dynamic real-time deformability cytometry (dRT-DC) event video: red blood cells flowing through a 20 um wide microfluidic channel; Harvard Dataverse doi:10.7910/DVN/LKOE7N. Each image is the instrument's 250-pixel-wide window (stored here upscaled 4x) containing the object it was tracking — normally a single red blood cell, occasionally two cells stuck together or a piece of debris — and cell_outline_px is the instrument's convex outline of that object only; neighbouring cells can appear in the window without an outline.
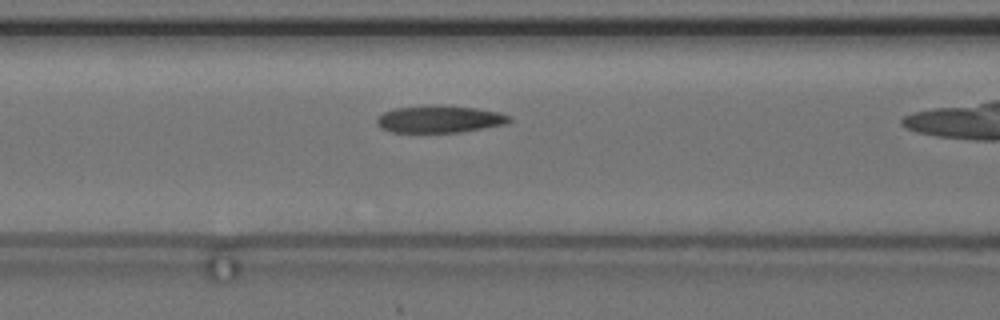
{"species": "common noctule bat (a hibernating species)", "species_latin": "Nyctalus noctula", "temperature_condition": "cold", "stored_images_in_passage": 36, "camera_frame_rate_fps": 3000, "um_per_image_px": 0.085, "animal": {"sex": "female", "body_mass_g": 24.6, "forearm_length_mm": 56.2}, "frame": {"image": 1, "passage_image": 14, "time_ms": 4.333, "image_size_px": [1000, 320], "cell_outline_px": [[512, 120], [508, 124], [460, 132], [392, 132], [380, 128], [376, 124], [376, 120], [384, 112], [396, 108], [476, 108], [500, 112], [512, 116]], "centroid_in_image_um": [37.43, 10.18], "position_along_channel_um": 129.2, "area_um2": 20.06}}